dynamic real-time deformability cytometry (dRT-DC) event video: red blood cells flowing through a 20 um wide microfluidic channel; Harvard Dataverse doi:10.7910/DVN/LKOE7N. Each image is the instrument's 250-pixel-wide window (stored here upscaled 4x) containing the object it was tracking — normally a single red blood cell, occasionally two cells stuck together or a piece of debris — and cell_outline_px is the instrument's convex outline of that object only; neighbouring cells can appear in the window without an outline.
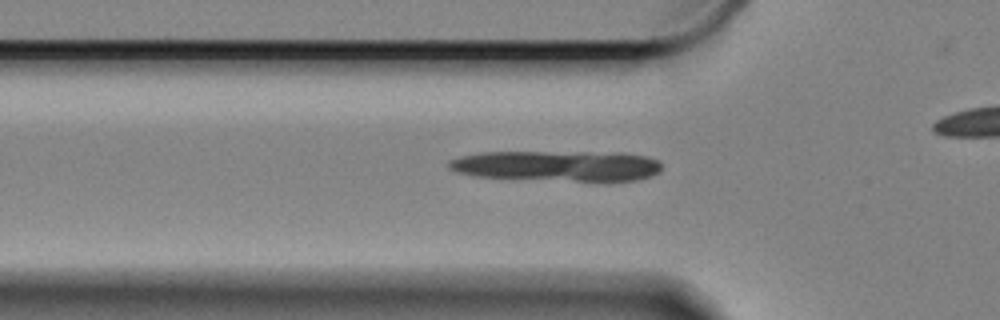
{"species": "Egyptian fruit bat (a non-hibernating species)", "species_latin": "Rousettus aegyptiacus", "temperature_condition": "cold", "stored_images_in_passage": 40, "camera_frame_rate_fps": 3000, "um_per_image_px": 0.085, "animal": {"sex": "female"}, "frame": {"image": 1, "passage_image": 11, "time_ms": 3.333, "image_size_px": [1000, 320], "cell_outline_px": [[660, 172], [652, 176], [636, 180], [576, 180], [476, 176], [456, 172], [448, 168], [448, 160], [480, 152], [624, 152], [644, 156], [656, 160], [660, 164]], "centroid_in_image_um": [47.38, 14.07], "position_along_channel_um": 78.4, "area_um2": 37.4}}
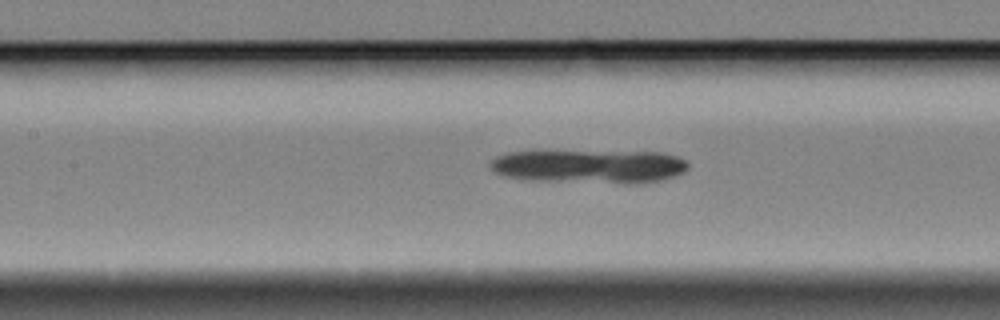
{"frame": {"image": 2, "passage_image": 18, "time_ms": 5.667, "image_size_px": [1000, 320], "cell_outline_px": [[688, 168], [684, 172], [660, 180], [632, 184], [624, 184], [532, 180], [504, 176], [496, 172], [488, 164], [496, 156], [508, 152], [660, 152], [676, 156], [688, 160]], "centroid_in_image_um": [50.13, 14.16], "position_along_channel_um": 157.3, "area_um2": 38.61}}
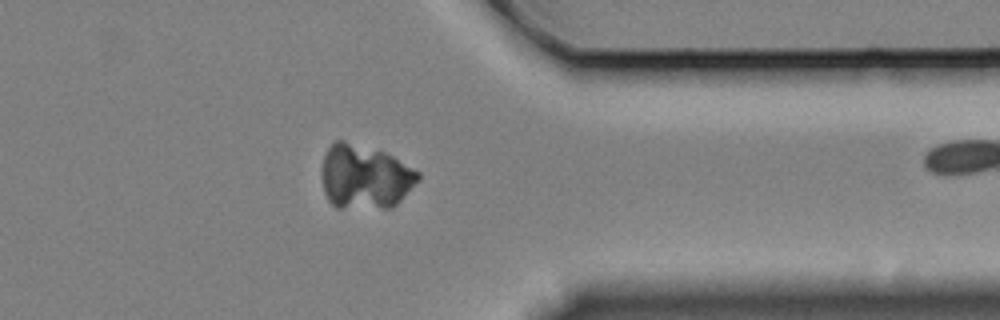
{"frame": {"image": 3, "passage_image": 39, "time_ms": 12.667, "image_size_px": [1000, 320], "cell_outline_px": [[420, 180], [392, 208], [336, 208], [328, 200], [324, 192], [324, 156], [328, 148], [336, 140], [344, 140], [384, 152], [392, 156], [420, 172]], "centroid_in_image_um": [31.05, 15.05], "position_along_channel_um": 380.4, "area_um2": 35.78}}